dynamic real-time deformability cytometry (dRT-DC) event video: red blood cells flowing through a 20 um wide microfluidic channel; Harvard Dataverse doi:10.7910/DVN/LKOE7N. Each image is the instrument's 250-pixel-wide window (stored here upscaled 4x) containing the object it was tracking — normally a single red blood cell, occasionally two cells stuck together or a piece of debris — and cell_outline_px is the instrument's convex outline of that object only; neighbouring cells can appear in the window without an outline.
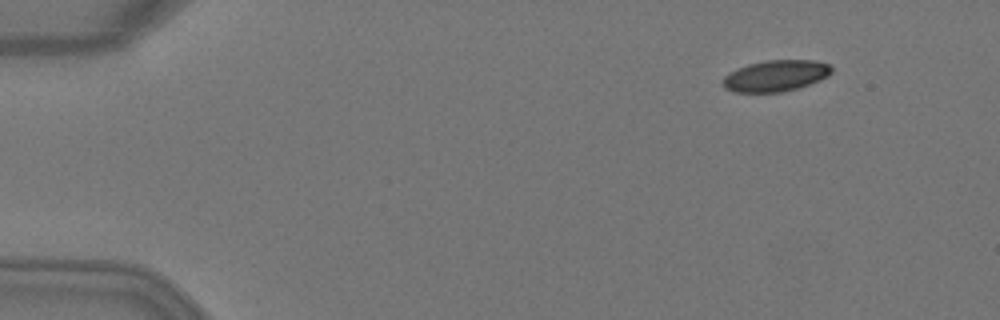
{"species": "Egyptian fruit bat (a non-hibernating species)", "species_latin": "Rousettus aegyptiacus", "temperature_condition": "warm", "stored_images_in_passage": 4, "camera_frame_rate_fps": 3000, "um_per_image_px": 0.085, "animal": {"sex": "female"}, "frame": {"image": 1, "passage_image": 1, "time_ms": 0.0, "image_size_px": [1000, 320], "cell_outline_px": [[832, 72], [828, 76], [820, 80], [796, 88], [780, 92], [736, 92], [724, 88], [724, 76], [748, 64], [764, 60], [816, 60], [828, 64], [832, 68]], "centroid_in_image_um": [65.97, 6.43], "position_along_channel_um": 19.0, "area_um2": 19.54}}